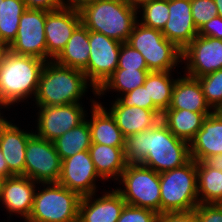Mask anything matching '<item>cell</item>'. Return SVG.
I'll return each mask as SVG.
<instances>
[{
  "mask_svg": "<svg viewBox=\"0 0 222 222\" xmlns=\"http://www.w3.org/2000/svg\"><path fill=\"white\" fill-rule=\"evenodd\" d=\"M124 155L127 164H142L157 173L181 167L191 159L189 143L177 138L162 121L127 136Z\"/></svg>",
  "mask_w": 222,
  "mask_h": 222,
  "instance_id": "6da1fadb",
  "label": "cell"
},
{
  "mask_svg": "<svg viewBox=\"0 0 222 222\" xmlns=\"http://www.w3.org/2000/svg\"><path fill=\"white\" fill-rule=\"evenodd\" d=\"M90 84V85H89ZM96 89L81 70L66 67L50 60L45 63L35 95L36 106H58L80 103L89 87Z\"/></svg>",
  "mask_w": 222,
  "mask_h": 222,
  "instance_id": "7a4b0ae2",
  "label": "cell"
},
{
  "mask_svg": "<svg viewBox=\"0 0 222 222\" xmlns=\"http://www.w3.org/2000/svg\"><path fill=\"white\" fill-rule=\"evenodd\" d=\"M45 63L40 58L8 50L0 64V101L10 108L29 97L35 98Z\"/></svg>",
  "mask_w": 222,
  "mask_h": 222,
  "instance_id": "3957f363",
  "label": "cell"
},
{
  "mask_svg": "<svg viewBox=\"0 0 222 222\" xmlns=\"http://www.w3.org/2000/svg\"><path fill=\"white\" fill-rule=\"evenodd\" d=\"M138 9L121 0H96L82 11V24L89 30L126 43L138 21Z\"/></svg>",
  "mask_w": 222,
  "mask_h": 222,
  "instance_id": "277c9868",
  "label": "cell"
},
{
  "mask_svg": "<svg viewBox=\"0 0 222 222\" xmlns=\"http://www.w3.org/2000/svg\"><path fill=\"white\" fill-rule=\"evenodd\" d=\"M161 214L194 210L198 205L197 162L159 173Z\"/></svg>",
  "mask_w": 222,
  "mask_h": 222,
  "instance_id": "5b68a950",
  "label": "cell"
},
{
  "mask_svg": "<svg viewBox=\"0 0 222 222\" xmlns=\"http://www.w3.org/2000/svg\"><path fill=\"white\" fill-rule=\"evenodd\" d=\"M42 185L35 191L32 211L25 222H78L82 197L58 183Z\"/></svg>",
  "mask_w": 222,
  "mask_h": 222,
  "instance_id": "8992f818",
  "label": "cell"
},
{
  "mask_svg": "<svg viewBox=\"0 0 222 222\" xmlns=\"http://www.w3.org/2000/svg\"><path fill=\"white\" fill-rule=\"evenodd\" d=\"M126 43L142 54L149 71H174L182 62V50L167 40L161 30L146 27L138 21Z\"/></svg>",
  "mask_w": 222,
  "mask_h": 222,
  "instance_id": "52a82bcc",
  "label": "cell"
},
{
  "mask_svg": "<svg viewBox=\"0 0 222 222\" xmlns=\"http://www.w3.org/2000/svg\"><path fill=\"white\" fill-rule=\"evenodd\" d=\"M118 181L124 189L116 187V190L127 205L161 214L159 173L142 164H127Z\"/></svg>",
  "mask_w": 222,
  "mask_h": 222,
  "instance_id": "ba28073f",
  "label": "cell"
},
{
  "mask_svg": "<svg viewBox=\"0 0 222 222\" xmlns=\"http://www.w3.org/2000/svg\"><path fill=\"white\" fill-rule=\"evenodd\" d=\"M61 159L53 142L37 136L28 139L25 152V176L37 183H57Z\"/></svg>",
  "mask_w": 222,
  "mask_h": 222,
  "instance_id": "9c48e42d",
  "label": "cell"
},
{
  "mask_svg": "<svg viewBox=\"0 0 222 222\" xmlns=\"http://www.w3.org/2000/svg\"><path fill=\"white\" fill-rule=\"evenodd\" d=\"M121 44L102 33L89 31L90 57L83 72L96 90L117 69Z\"/></svg>",
  "mask_w": 222,
  "mask_h": 222,
  "instance_id": "30bf717a",
  "label": "cell"
},
{
  "mask_svg": "<svg viewBox=\"0 0 222 222\" xmlns=\"http://www.w3.org/2000/svg\"><path fill=\"white\" fill-rule=\"evenodd\" d=\"M82 106V102L58 106H37L39 111L36 114L38 117L35 134L53 142L89 117Z\"/></svg>",
  "mask_w": 222,
  "mask_h": 222,
  "instance_id": "8fae6325",
  "label": "cell"
},
{
  "mask_svg": "<svg viewBox=\"0 0 222 222\" xmlns=\"http://www.w3.org/2000/svg\"><path fill=\"white\" fill-rule=\"evenodd\" d=\"M45 20V10L26 9L21 15L16 38L9 46V50L15 54L33 56L47 62Z\"/></svg>",
  "mask_w": 222,
  "mask_h": 222,
  "instance_id": "7c38bea8",
  "label": "cell"
},
{
  "mask_svg": "<svg viewBox=\"0 0 222 222\" xmlns=\"http://www.w3.org/2000/svg\"><path fill=\"white\" fill-rule=\"evenodd\" d=\"M182 61L186 75L194 78L222 69V40L197 35L182 51Z\"/></svg>",
  "mask_w": 222,
  "mask_h": 222,
  "instance_id": "4fadbf2b",
  "label": "cell"
},
{
  "mask_svg": "<svg viewBox=\"0 0 222 222\" xmlns=\"http://www.w3.org/2000/svg\"><path fill=\"white\" fill-rule=\"evenodd\" d=\"M99 178L104 181L98 175L89 151L85 150L61 161L57 183L83 197L98 192L96 180Z\"/></svg>",
  "mask_w": 222,
  "mask_h": 222,
  "instance_id": "5bb4252c",
  "label": "cell"
},
{
  "mask_svg": "<svg viewBox=\"0 0 222 222\" xmlns=\"http://www.w3.org/2000/svg\"><path fill=\"white\" fill-rule=\"evenodd\" d=\"M81 23V14L78 11L63 7L53 11H46L44 32L47 46V62L54 60L60 54L74 30Z\"/></svg>",
  "mask_w": 222,
  "mask_h": 222,
  "instance_id": "9a60e30c",
  "label": "cell"
},
{
  "mask_svg": "<svg viewBox=\"0 0 222 222\" xmlns=\"http://www.w3.org/2000/svg\"><path fill=\"white\" fill-rule=\"evenodd\" d=\"M38 184L23 175L4 178L0 202H2L7 212L10 213V216H13V213L14 215H20L24 221L29 218Z\"/></svg>",
  "mask_w": 222,
  "mask_h": 222,
  "instance_id": "2e32d148",
  "label": "cell"
},
{
  "mask_svg": "<svg viewBox=\"0 0 222 222\" xmlns=\"http://www.w3.org/2000/svg\"><path fill=\"white\" fill-rule=\"evenodd\" d=\"M191 13V0H169V17L161 31L164 37L184 50L198 35Z\"/></svg>",
  "mask_w": 222,
  "mask_h": 222,
  "instance_id": "e0dca14e",
  "label": "cell"
},
{
  "mask_svg": "<svg viewBox=\"0 0 222 222\" xmlns=\"http://www.w3.org/2000/svg\"><path fill=\"white\" fill-rule=\"evenodd\" d=\"M95 194L81 198L78 222H117L126 205L121 194L115 188L98 198Z\"/></svg>",
  "mask_w": 222,
  "mask_h": 222,
  "instance_id": "ac0fdd59",
  "label": "cell"
},
{
  "mask_svg": "<svg viewBox=\"0 0 222 222\" xmlns=\"http://www.w3.org/2000/svg\"><path fill=\"white\" fill-rule=\"evenodd\" d=\"M34 132H27L6 120L0 126V150L13 175L25 176V152L28 139Z\"/></svg>",
  "mask_w": 222,
  "mask_h": 222,
  "instance_id": "d6986e66",
  "label": "cell"
},
{
  "mask_svg": "<svg viewBox=\"0 0 222 222\" xmlns=\"http://www.w3.org/2000/svg\"><path fill=\"white\" fill-rule=\"evenodd\" d=\"M108 111L114 117L123 136H131L150 130L161 121L162 112L147 110L136 106H122L117 100L112 101Z\"/></svg>",
  "mask_w": 222,
  "mask_h": 222,
  "instance_id": "ffe728a7",
  "label": "cell"
},
{
  "mask_svg": "<svg viewBox=\"0 0 222 222\" xmlns=\"http://www.w3.org/2000/svg\"><path fill=\"white\" fill-rule=\"evenodd\" d=\"M189 147L190 157L196 162L222 154V118L215 111L203 121L202 128L189 143Z\"/></svg>",
  "mask_w": 222,
  "mask_h": 222,
  "instance_id": "44dd1931",
  "label": "cell"
},
{
  "mask_svg": "<svg viewBox=\"0 0 222 222\" xmlns=\"http://www.w3.org/2000/svg\"><path fill=\"white\" fill-rule=\"evenodd\" d=\"M91 118L88 125L92 143H99L113 147H125V137L116 124L114 117L102 105V102L91 99Z\"/></svg>",
  "mask_w": 222,
  "mask_h": 222,
  "instance_id": "7402d4cb",
  "label": "cell"
},
{
  "mask_svg": "<svg viewBox=\"0 0 222 222\" xmlns=\"http://www.w3.org/2000/svg\"><path fill=\"white\" fill-rule=\"evenodd\" d=\"M168 109L213 112L205 100L199 80L185 73L176 79Z\"/></svg>",
  "mask_w": 222,
  "mask_h": 222,
  "instance_id": "603a6c76",
  "label": "cell"
},
{
  "mask_svg": "<svg viewBox=\"0 0 222 222\" xmlns=\"http://www.w3.org/2000/svg\"><path fill=\"white\" fill-rule=\"evenodd\" d=\"M89 153L98 175L104 180H119L126 168L124 147H113L92 143ZM114 178V179H112Z\"/></svg>",
  "mask_w": 222,
  "mask_h": 222,
  "instance_id": "cb8c5ba5",
  "label": "cell"
},
{
  "mask_svg": "<svg viewBox=\"0 0 222 222\" xmlns=\"http://www.w3.org/2000/svg\"><path fill=\"white\" fill-rule=\"evenodd\" d=\"M211 113L166 109L162 113L161 121L177 138L190 143L202 128L203 121Z\"/></svg>",
  "mask_w": 222,
  "mask_h": 222,
  "instance_id": "d4e9b609",
  "label": "cell"
},
{
  "mask_svg": "<svg viewBox=\"0 0 222 222\" xmlns=\"http://www.w3.org/2000/svg\"><path fill=\"white\" fill-rule=\"evenodd\" d=\"M89 30L81 23L54 61L60 65L83 71L90 57Z\"/></svg>",
  "mask_w": 222,
  "mask_h": 222,
  "instance_id": "484cf974",
  "label": "cell"
},
{
  "mask_svg": "<svg viewBox=\"0 0 222 222\" xmlns=\"http://www.w3.org/2000/svg\"><path fill=\"white\" fill-rule=\"evenodd\" d=\"M199 204H222V171L197 162Z\"/></svg>",
  "mask_w": 222,
  "mask_h": 222,
  "instance_id": "4316f807",
  "label": "cell"
},
{
  "mask_svg": "<svg viewBox=\"0 0 222 222\" xmlns=\"http://www.w3.org/2000/svg\"><path fill=\"white\" fill-rule=\"evenodd\" d=\"M53 144L61 161L81 151L89 150L92 140L88 120L85 119L78 126L61 135L53 141Z\"/></svg>",
  "mask_w": 222,
  "mask_h": 222,
  "instance_id": "83f0119b",
  "label": "cell"
},
{
  "mask_svg": "<svg viewBox=\"0 0 222 222\" xmlns=\"http://www.w3.org/2000/svg\"><path fill=\"white\" fill-rule=\"evenodd\" d=\"M174 71H150L145 79L144 87L147 89L149 99L163 113L169 108L173 86L176 79L173 78Z\"/></svg>",
  "mask_w": 222,
  "mask_h": 222,
  "instance_id": "f1b7e54d",
  "label": "cell"
},
{
  "mask_svg": "<svg viewBox=\"0 0 222 222\" xmlns=\"http://www.w3.org/2000/svg\"><path fill=\"white\" fill-rule=\"evenodd\" d=\"M149 70L116 69L106 81L96 90V95H106L109 91H116L123 95L144 84ZM111 89V90H110Z\"/></svg>",
  "mask_w": 222,
  "mask_h": 222,
  "instance_id": "f546056e",
  "label": "cell"
},
{
  "mask_svg": "<svg viewBox=\"0 0 222 222\" xmlns=\"http://www.w3.org/2000/svg\"><path fill=\"white\" fill-rule=\"evenodd\" d=\"M26 9L23 0H0V41L8 47L16 38L21 15Z\"/></svg>",
  "mask_w": 222,
  "mask_h": 222,
  "instance_id": "4dcf8cb0",
  "label": "cell"
},
{
  "mask_svg": "<svg viewBox=\"0 0 222 222\" xmlns=\"http://www.w3.org/2000/svg\"><path fill=\"white\" fill-rule=\"evenodd\" d=\"M137 9V12H142L138 22L149 28L163 30L169 17V0H145Z\"/></svg>",
  "mask_w": 222,
  "mask_h": 222,
  "instance_id": "1f68e13d",
  "label": "cell"
},
{
  "mask_svg": "<svg viewBox=\"0 0 222 222\" xmlns=\"http://www.w3.org/2000/svg\"><path fill=\"white\" fill-rule=\"evenodd\" d=\"M197 79L210 108L215 111L219 106H222V69Z\"/></svg>",
  "mask_w": 222,
  "mask_h": 222,
  "instance_id": "d6a6232c",
  "label": "cell"
},
{
  "mask_svg": "<svg viewBox=\"0 0 222 222\" xmlns=\"http://www.w3.org/2000/svg\"><path fill=\"white\" fill-rule=\"evenodd\" d=\"M122 106H136L141 107L147 110L152 111H160L152 102V99H149V94L147 92V89L144 87V85L135 88L134 90L123 94L118 95L117 98H115Z\"/></svg>",
  "mask_w": 222,
  "mask_h": 222,
  "instance_id": "836d02e7",
  "label": "cell"
},
{
  "mask_svg": "<svg viewBox=\"0 0 222 222\" xmlns=\"http://www.w3.org/2000/svg\"><path fill=\"white\" fill-rule=\"evenodd\" d=\"M191 13L198 30H200L205 23L215 16H218L217 6L214 0H191Z\"/></svg>",
  "mask_w": 222,
  "mask_h": 222,
  "instance_id": "e575fe53",
  "label": "cell"
},
{
  "mask_svg": "<svg viewBox=\"0 0 222 222\" xmlns=\"http://www.w3.org/2000/svg\"><path fill=\"white\" fill-rule=\"evenodd\" d=\"M117 69L148 70V67L145 58L138 50L127 43H122Z\"/></svg>",
  "mask_w": 222,
  "mask_h": 222,
  "instance_id": "d590c367",
  "label": "cell"
},
{
  "mask_svg": "<svg viewBox=\"0 0 222 222\" xmlns=\"http://www.w3.org/2000/svg\"><path fill=\"white\" fill-rule=\"evenodd\" d=\"M158 213L140 207L125 205L117 222H156Z\"/></svg>",
  "mask_w": 222,
  "mask_h": 222,
  "instance_id": "8d00e7d4",
  "label": "cell"
},
{
  "mask_svg": "<svg viewBox=\"0 0 222 222\" xmlns=\"http://www.w3.org/2000/svg\"><path fill=\"white\" fill-rule=\"evenodd\" d=\"M195 215L197 222H222V204H199Z\"/></svg>",
  "mask_w": 222,
  "mask_h": 222,
  "instance_id": "74e56055",
  "label": "cell"
},
{
  "mask_svg": "<svg viewBox=\"0 0 222 222\" xmlns=\"http://www.w3.org/2000/svg\"><path fill=\"white\" fill-rule=\"evenodd\" d=\"M156 222H197V218L194 209L191 211L159 214Z\"/></svg>",
  "mask_w": 222,
  "mask_h": 222,
  "instance_id": "f35d334b",
  "label": "cell"
},
{
  "mask_svg": "<svg viewBox=\"0 0 222 222\" xmlns=\"http://www.w3.org/2000/svg\"><path fill=\"white\" fill-rule=\"evenodd\" d=\"M198 35L222 40V17L219 15L215 16L213 19L205 23L198 31Z\"/></svg>",
  "mask_w": 222,
  "mask_h": 222,
  "instance_id": "ab89813d",
  "label": "cell"
},
{
  "mask_svg": "<svg viewBox=\"0 0 222 222\" xmlns=\"http://www.w3.org/2000/svg\"><path fill=\"white\" fill-rule=\"evenodd\" d=\"M27 9L53 11L59 9V0H23Z\"/></svg>",
  "mask_w": 222,
  "mask_h": 222,
  "instance_id": "60d3db41",
  "label": "cell"
},
{
  "mask_svg": "<svg viewBox=\"0 0 222 222\" xmlns=\"http://www.w3.org/2000/svg\"><path fill=\"white\" fill-rule=\"evenodd\" d=\"M96 0H59L61 7L69 8L74 11H82L86 6L94 3Z\"/></svg>",
  "mask_w": 222,
  "mask_h": 222,
  "instance_id": "b9f144b4",
  "label": "cell"
},
{
  "mask_svg": "<svg viewBox=\"0 0 222 222\" xmlns=\"http://www.w3.org/2000/svg\"><path fill=\"white\" fill-rule=\"evenodd\" d=\"M203 162L213 169L222 171V154H217L214 156H209L203 160Z\"/></svg>",
  "mask_w": 222,
  "mask_h": 222,
  "instance_id": "7bdbcfd3",
  "label": "cell"
},
{
  "mask_svg": "<svg viewBox=\"0 0 222 222\" xmlns=\"http://www.w3.org/2000/svg\"><path fill=\"white\" fill-rule=\"evenodd\" d=\"M0 175L3 176L4 178L7 177H12L14 176L9 170H8V165L6 163V160L3 156V153L0 150Z\"/></svg>",
  "mask_w": 222,
  "mask_h": 222,
  "instance_id": "ee69618b",
  "label": "cell"
},
{
  "mask_svg": "<svg viewBox=\"0 0 222 222\" xmlns=\"http://www.w3.org/2000/svg\"><path fill=\"white\" fill-rule=\"evenodd\" d=\"M8 50H9V47L5 43L0 41V64L3 61L5 54Z\"/></svg>",
  "mask_w": 222,
  "mask_h": 222,
  "instance_id": "f6af8a7d",
  "label": "cell"
},
{
  "mask_svg": "<svg viewBox=\"0 0 222 222\" xmlns=\"http://www.w3.org/2000/svg\"><path fill=\"white\" fill-rule=\"evenodd\" d=\"M121 1L123 3L132 5V6L136 7V8H138L143 3V0H121Z\"/></svg>",
  "mask_w": 222,
  "mask_h": 222,
  "instance_id": "bcb514c9",
  "label": "cell"
},
{
  "mask_svg": "<svg viewBox=\"0 0 222 222\" xmlns=\"http://www.w3.org/2000/svg\"><path fill=\"white\" fill-rule=\"evenodd\" d=\"M217 10H218V15L222 17V0H214Z\"/></svg>",
  "mask_w": 222,
  "mask_h": 222,
  "instance_id": "7dc6e473",
  "label": "cell"
},
{
  "mask_svg": "<svg viewBox=\"0 0 222 222\" xmlns=\"http://www.w3.org/2000/svg\"><path fill=\"white\" fill-rule=\"evenodd\" d=\"M7 109V107L0 101V109ZM7 119L4 118L3 114L1 113L0 110V126L6 121Z\"/></svg>",
  "mask_w": 222,
  "mask_h": 222,
  "instance_id": "c3c4849f",
  "label": "cell"
},
{
  "mask_svg": "<svg viewBox=\"0 0 222 222\" xmlns=\"http://www.w3.org/2000/svg\"><path fill=\"white\" fill-rule=\"evenodd\" d=\"M215 112L220 116V118H222V106H219Z\"/></svg>",
  "mask_w": 222,
  "mask_h": 222,
  "instance_id": "681fc988",
  "label": "cell"
},
{
  "mask_svg": "<svg viewBox=\"0 0 222 222\" xmlns=\"http://www.w3.org/2000/svg\"><path fill=\"white\" fill-rule=\"evenodd\" d=\"M3 181H4V177L0 175V196H1Z\"/></svg>",
  "mask_w": 222,
  "mask_h": 222,
  "instance_id": "f907efd6",
  "label": "cell"
}]
</instances>
